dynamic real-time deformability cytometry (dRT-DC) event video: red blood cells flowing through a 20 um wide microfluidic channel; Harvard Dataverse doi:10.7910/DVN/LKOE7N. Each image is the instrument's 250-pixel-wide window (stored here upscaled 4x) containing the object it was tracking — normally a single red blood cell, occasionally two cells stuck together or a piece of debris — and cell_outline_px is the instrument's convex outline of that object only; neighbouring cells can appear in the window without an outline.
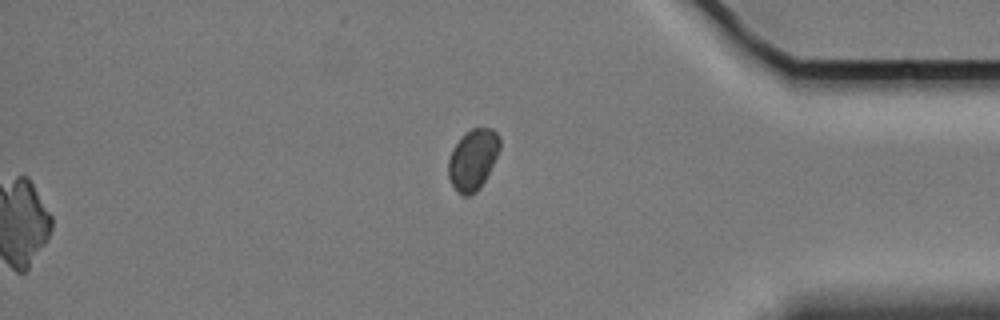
{"species": "Egyptian fruit bat (a non-hibernating species)", "species_latin": "Rousettus aegyptiacus", "temperature_condition": "cold", "stored_images_in_passage": 60, "segment_of_instrument_passage": [2, 2], "camera_frame_rate_fps": 3000, "um_per_image_px": 0.085, "animal": {"sex": "female"}, "frame": {"image": 1, "passage_image": 60, "time_ms": 19.667, "image_size_px": [1000, 320], "cell_outline_px": [[500, 148], [484, 180], [476, 192], [468, 196], [464, 196], [456, 192], [448, 176], [448, 160], [452, 148], [472, 128], [492, 128], [500, 136]], "centroid_in_image_um": [40.18, 13.57], "position_along_channel_um": 395.0, "area_um2": 17.92}}